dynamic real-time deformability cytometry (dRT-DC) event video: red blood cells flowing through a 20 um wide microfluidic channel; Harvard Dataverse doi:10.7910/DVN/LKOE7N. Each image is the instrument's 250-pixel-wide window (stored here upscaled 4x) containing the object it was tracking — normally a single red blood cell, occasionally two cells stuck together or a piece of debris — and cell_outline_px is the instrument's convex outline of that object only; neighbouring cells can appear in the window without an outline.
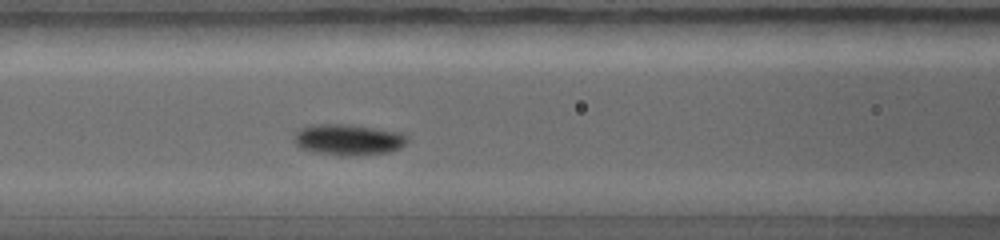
{"species": "common noctule bat (a hibernating species)", "species_latin": "Nyctalus noctula", "temperature_condition": "warm", "stored_images_in_passage": 20, "camera_frame_rate_fps": 5000, "um_per_image_px": 0.085, "animal": {"sex": "female", "body_mass_g": 19.0, "forearm_length_mm": 56.7}, "frame": {"image": 1, "passage_image": 9, "time_ms": 3.0, "image_size_px": [1000, 240], "cell_outline_px": [[408, 140], [400, 148], [388, 152], [352, 156], [340, 156], [308, 152], [300, 148], [292, 140], [292, 136], [296, 128], [312, 124], [352, 124], [400, 132], [408, 136]], "centroid_in_image_um": [29.51, 11.87], "position_along_channel_um": 137.1, "area_um2": 21.15}}
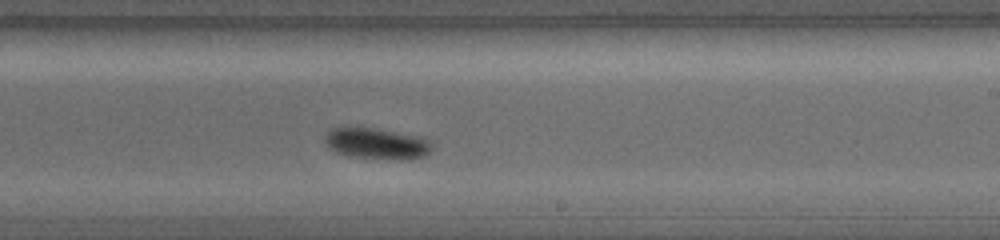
{"frame": {"image": 2, "passage_image": 14, "time_ms": 5.0, "image_size_px": [1000, 240], "cell_outline_px": [[432, 148], [424, 156], [404, 160], [400, 160], [344, 156], [332, 152], [324, 144], [324, 136], [332, 128], [372, 128], [420, 136], [432, 140]], "centroid_in_image_um": [31.99, 12.22], "position_along_channel_um": 257.0, "area_um2": 19.71}}
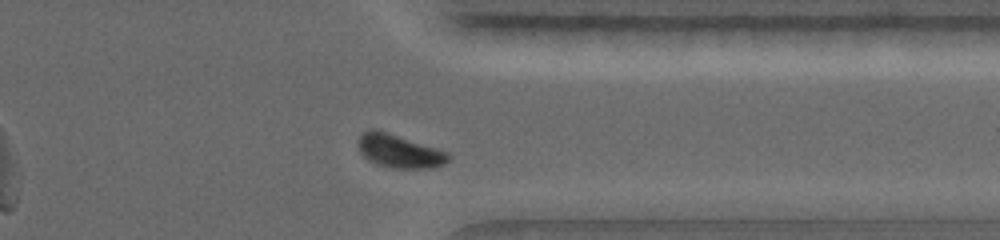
{"frame": {"image": 3, "passage_image": 18, "time_ms": 7.0, "image_size_px": [1000, 240], "cell_outline_px": [[452, 160], [444, 164], [428, 168], [392, 168], [368, 160], [364, 156], [360, 148], [360, 136], [364, 132], [372, 128], [376, 128], [448, 152], [452, 156]], "centroid_in_image_um": [34.0, 12.84], "position_along_channel_um": 377.4, "area_um2": 17.28}}